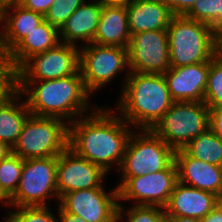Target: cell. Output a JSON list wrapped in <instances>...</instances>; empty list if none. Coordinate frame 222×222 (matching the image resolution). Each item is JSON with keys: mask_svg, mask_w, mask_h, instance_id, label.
I'll use <instances>...</instances> for the list:
<instances>
[{"mask_svg": "<svg viewBox=\"0 0 222 222\" xmlns=\"http://www.w3.org/2000/svg\"><path fill=\"white\" fill-rule=\"evenodd\" d=\"M112 111L99 106L68 124V147L107 173L114 165L119 169L132 134V126Z\"/></svg>", "mask_w": 222, "mask_h": 222, "instance_id": "cell-1", "label": "cell"}, {"mask_svg": "<svg viewBox=\"0 0 222 222\" xmlns=\"http://www.w3.org/2000/svg\"><path fill=\"white\" fill-rule=\"evenodd\" d=\"M18 92L27 95L25 102L30 114L69 120L68 124L98 107L90 108L91 94L80 70L75 75L53 80L18 81Z\"/></svg>", "mask_w": 222, "mask_h": 222, "instance_id": "cell-2", "label": "cell"}, {"mask_svg": "<svg viewBox=\"0 0 222 222\" xmlns=\"http://www.w3.org/2000/svg\"><path fill=\"white\" fill-rule=\"evenodd\" d=\"M125 74L117 114L138 130H152L174 103L166 80L163 74Z\"/></svg>", "mask_w": 222, "mask_h": 222, "instance_id": "cell-3", "label": "cell"}, {"mask_svg": "<svg viewBox=\"0 0 222 222\" xmlns=\"http://www.w3.org/2000/svg\"><path fill=\"white\" fill-rule=\"evenodd\" d=\"M167 33L170 67L208 62L216 54L217 33L206 23L174 15Z\"/></svg>", "mask_w": 222, "mask_h": 222, "instance_id": "cell-4", "label": "cell"}, {"mask_svg": "<svg viewBox=\"0 0 222 222\" xmlns=\"http://www.w3.org/2000/svg\"><path fill=\"white\" fill-rule=\"evenodd\" d=\"M68 122L29 114L11 153L22 159L58 157L68 147Z\"/></svg>", "mask_w": 222, "mask_h": 222, "instance_id": "cell-5", "label": "cell"}, {"mask_svg": "<svg viewBox=\"0 0 222 222\" xmlns=\"http://www.w3.org/2000/svg\"><path fill=\"white\" fill-rule=\"evenodd\" d=\"M132 132L118 169L119 189L130 177L143 176L166 169L173 161L175 150L152 130Z\"/></svg>", "mask_w": 222, "mask_h": 222, "instance_id": "cell-6", "label": "cell"}, {"mask_svg": "<svg viewBox=\"0 0 222 222\" xmlns=\"http://www.w3.org/2000/svg\"><path fill=\"white\" fill-rule=\"evenodd\" d=\"M205 102H174L152 131L175 151L209 128Z\"/></svg>", "mask_w": 222, "mask_h": 222, "instance_id": "cell-7", "label": "cell"}, {"mask_svg": "<svg viewBox=\"0 0 222 222\" xmlns=\"http://www.w3.org/2000/svg\"><path fill=\"white\" fill-rule=\"evenodd\" d=\"M57 157L25 159L16 192L10 197L13 207L49 206L46 200L59 196L56 186Z\"/></svg>", "mask_w": 222, "mask_h": 222, "instance_id": "cell-8", "label": "cell"}, {"mask_svg": "<svg viewBox=\"0 0 222 222\" xmlns=\"http://www.w3.org/2000/svg\"><path fill=\"white\" fill-rule=\"evenodd\" d=\"M79 63L84 85L91 95L110 84L119 73L130 72L128 50L119 46L82 45L79 47Z\"/></svg>", "mask_w": 222, "mask_h": 222, "instance_id": "cell-9", "label": "cell"}, {"mask_svg": "<svg viewBox=\"0 0 222 222\" xmlns=\"http://www.w3.org/2000/svg\"><path fill=\"white\" fill-rule=\"evenodd\" d=\"M78 46L58 43L54 48L32 55L18 69V81H42L75 75L79 71Z\"/></svg>", "mask_w": 222, "mask_h": 222, "instance_id": "cell-10", "label": "cell"}, {"mask_svg": "<svg viewBox=\"0 0 222 222\" xmlns=\"http://www.w3.org/2000/svg\"><path fill=\"white\" fill-rule=\"evenodd\" d=\"M127 50L130 72L163 74L170 68L167 30L132 34Z\"/></svg>", "mask_w": 222, "mask_h": 222, "instance_id": "cell-11", "label": "cell"}, {"mask_svg": "<svg viewBox=\"0 0 222 222\" xmlns=\"http://www.w3.org/2000/svg\"><path fill=\"white\" fill-rule=\"evenodd\" d=\"M178 182L177 168L173 161L166 169L143 176L130 177L119 189V202L135 200L134 205L164 208Z\"/></svg>", "mask_w": 222, "mask_h": 222, "instance_id": "cell-12", "label": "cell"}, {"mask_svg": "<svg viewBox=\"0 0 222 222\" xmlns=\"http://www.w3.org/2000/svg\"><path fill=\"white\" fill-rule=\"evenodd\" d=\"M67 212L82 217L86 222H116L119 204L118 188L106 192L103 185L92 189L71 191L59 199Z\"/></svg>", "mask_w": 222, "mask_h": 222, "instance_id": "cell-13", "label": "cell"}, {"mask_svg": "<svg viewBox=\"0 0 222 222\" xmlns=\"http://www.w3.org/2000/svg\"><path fill=\"white\" fill-rule=\"evenodd\" d=\"M106 174L100 166L67 147L57 157L56 186L59 199L71 191L101 187Z\"/></svg>", "mask_w": 222, "mask_h": 222, "instance_id": "cell-14", "label": "cell"}, {"mask_svg": "<svg viewBox=\"0 0 222 222\" xmlns=\"http://www.w3.org/2000/svg\"><path fill=\"white\" fill-rule=\"evenodd\" d=\"M210 60L188 66L170 67L163 76L174 102H203Z\"/></svg>", "mask_w": 222, "mask_h": 222, "instance_id": "cell-15", "label": "cell"}, {"mask_svg": "<svg viewBox=\"0 0 222 222\" xmlns=\"http://www.w3.org/2000/svg\"><path fill=\"white\" fill-rule=\"evenodd\" d=\"M174 162L180 183L214 193L222 198V166L195 159L183 149L175 151Z\"/></svg>", "mask_w": 222, "mask_h": 222, "instance_id": "cell-16", "label": "cell"}, {"mask_svg": "<svg viewBox=\"0 0 222 222\" xmlns=\"http://www.w3.org/2000/svg\"><path fill=\"white\" fill-rule=\"evenodd\" d=\"M220 201L221 199L214 193L178 181L164 210L168 216H185L202 220Z\"/></svg>", "mask_w": 222, "mask_h": 222, "instance_id": "cell-17", "label": "cell"}, {"mask_svg": "<svg viewBox=\"0 0 222 222\" xmlns=\"http://www.w3.org/2000/svg\"><path fill=\"white\" fill-rule=\"evenodd\" d=\"M103 1L95 0L82 3L59 29L60 42L77 46L91 44L97 30ZM86 41V42H85Z\"/></svg>", "mask_w": 222, "mask_h": 222, "instance_id": "cell-18", "label": "cell"}, {"mask_svg": "<svg viewBox=\"0 0 222 222\" xmlns=\"http://www.w3.org/2000/svg\"><path fill=\"white\" fill-rule=\"evenodd\" d=\"M13 11H12V10ZM44 21L42 14L25 9L18 3L6 5L0 32V52L7 55L28 33Z\"/></svg>", "mask_w": 222, "mask_h": 222, "instance_id": "cell-19", "label": "cell"}, {"mask_svg": "<svg viewBox=\"0 0 222 222\" xmlns=\"http://www.w3.org/2000/svg\"><path fill=\"white\" fill-rule=\"evenodd\" d=\"M130 36L126 5L103 2L92 43L128 48Z\"/></svg>", "mask_w": 222, "mask_h": 222, "instance_id": "cell-20", "label": "cell"}, {"mask_svg": "<svg viewBox=\"0 0 222 222\" xmlns=\"http://www.w3.org/2000/svg\"><path fill=\"white\" fill-rule=\"evenodd\" d=\"M130 34L167 30L174 14L161 0H135L126 5Z\"/></svg>", "mask_w": 222, "mask_h": 222, "instance_id": "cell-21", "label": "cell"}, {"mask_svg": "<svg viewBox=\"0 0 222 222\" xmlns=\"http://www.w3.org/2000/svg\"><path fill=\"white\" fill-rule=\"evenodd\" d=\"M58 43H60L59 30L44 20L28 33L7 56L18 69L32 55L54 48Z\"/></svg>", "mask_w": 222, "mask_h": 222, "instance_id": "cell-22", "label": "cell"}, {"mask_svg": "<svg viewBox=\"0 0 222 222\" xmlns=\"http://www.w3.org/2000/svg\"><path fill=\"white\" fill-rule=\"evenodd\" d=\"M21 97L17 92L0 106V141L5 142L10 148L16 143L22 126L30 114L26 102L18 103Z\"/></svg>", "mask_w": 222, "mask_h": 222, "instance_id": "cell-23", "label": "cell"}, {"mask_svg": "<svg viewBox=\"0 0 222 222\" xmlns=\"http://www.w3.org/2000/svg\"><path fill=\"white\" fill-rule=\"evenodd\" d=\"M183 150L195 159L222 166V140L210 128L191 140Z\"/></svg>", "mask_w": 222, "mask_h": 222, "instance_id": "cell-24", "label": "cell"}, {"mask_svg": "<svg viewBox=\"0 0 222 222\" xmlns=\"http://www.w3.org/2000/svg\"><path fill=\"white\" fill-rule=\"evenodd\" d=\"M185 16L208 24L218 33L222 29V0H196Z\"/></svg>", "mask_w": 222, "mask_h": 222, "instance_id": "cell-25", "label": "cell"}, {"mask_svg": "<svg viewBox=\"0 0 222 222\" xmlns=\"http://www.w3.org/2000/svg\"><path fill=\"white\" fill-rule=\"evenodd\" d=\"M23 164L24 159L13 153L0 160V187L9 198L17 190Z\"/></svg>", "mask_w": 222, "mask_h": 222, "instance_id": "cell-26", "label": "cell"}, {"mask_svg": "<svg viewBox=\"0 0 222 222\" xmlns=\"http://www.w3.org/2000/svg\"><path fill=\"white\" fill-rule=\"evenodd\" d=\"M203 102L208 107L222 106V60L216 54L210 59Z\"/></svg>", "mask_w": 222, "mask_h": 222, "instance_id": "cell-27", "label": "cell"}, {"mask_svg": "<svg viewBox=\"0 0 222 222\" xmlns=\"http://www.w3.org/2000/svg\"><path fill=\"white\" fill-rule=\"evenodd\" d=\"M18 92L17 69L7 55L0 52V106Z\"/></svg>", "mask_w": 222, "mask_h": 222, "instance_id": "cell-28", "label": "cell"}, {"mask_svg": "<svg viewBox=\"0 0 222 222\" xmlns=\"http://www.w3.org/2000/svg\"><path fill=\"white\" fill-rule=\"evenodd\" d=\"M49 206H24L14 207L16 210L9 212L4 222H58Z\"/></svg>", "mask_w": 222, "mask_h": 222, "instance_id": "cell-29", "label": "cell"}, {"mask_svg": "<svg viewBox=\"0 0 222 222\" xmlns=\"http://www.w3.org/2000/svg\"><path fill=\"white\" fill-rule=\"evenodd\" d=\"M164 213L165 210L162 207L147 205H133L125 211L124 206L119 202L116 213V222L124 220L125 215L127 216V220H125L127 222H157Z\"/></svg>", "mask_w": 222, "mask_h": 222, "instance_id": "cell-30", "label": "cell"}, {"mask_svg": "<svg viewBox=\"0 0 222 222\" xmlns=\"http://www.w3.org/2000/svg\"><path fill=\"white\" fill-rule=\"evenodd\" d=\"M85 1L86 0H55L54 4L49 7L45 14L44 20L59 30Z\"/></svg>", "mask_w": 222, "mask_h": 222, "instance_id": "cell-31", "label": "cell"}, {"mask_svg": "<svg viewBox=\"0 0 222 222\" xmlns=\"http://www.w3.org/2000/svg\"><path fill=\"white\" fill-rule=\"evenodd\" d=\"M174 15H186L196 0H161Z\"/></svg>", "mask_w": 222, "mask_h": 222, "instance_id": "cell-32", "label": "cell"}, {"mask_svg": "<svg viewBox=\"0 0 222 222\" xmlns=\"http://www.w3.org/2000/svg\"><path fill=\"white\" fill-rule=\"evenodd\" d=\"M55 0H20V4L25 9L34 11L45 16L50 6L54 4Z\"/></svg>", "mask_w": 222, "mask_h": 222, "instance_id": "cell-33", "label": "cell"}, {"mask_svg": "<svg viewBox=\"0 0 222 222\" xmlns=\"http://www.w3.org/2000/svg\"><path fill=\"white\" fill-rule=\"evenodd\" d=\"M209 109V128L222 140V106Z\"/></svg>", "mask_w": 222, "mask_h": 222, "instance_id": "cell-34", "label": "cell"}, {"mask_svg": "<svg viewBox=\"0 0 222 222\" xmlns=\"http://www.w3.org/2000/svg\"><path fill=\"white\" fill-rule=\"evenodd\" d=\"M57 207H59L58 208L59 222H86L82 217L65 211L60 205H58Z\"/></svg>", "mask_w": 222, "mask_h": 222, "instance_id": "cell-35", "label": "cell"}, {"mask_svg": "<svg viewBox=\"0 0 222 222\" xmlns=\"http://www.w3.org/2000/svg\"><path fill=\"white\" fill-rule=\"evenodd\" d=\"M202 222H222V202L219 204L203 219Z\"/></svg>", "mask_w": 222, "mask_h": 222, "instance_id": "cell-36", "label": "cell"}, {"mask_svg": "<svg viewBox=\"0 0 222 222\" xmlns=\"http://www.w3.org/2000/svg\"><path fill=\"white\" fill-rule=\"evenodd\" d=\"M172 222H202L201 219L185 217V216H170Z\"/></svg>", "mask_w": 222, "mask_h": 222, "instance_id": "cell-37", "label": "cell"}, {"mask_svg": "<svg viewBox=\"0 0 222 222\" xmlns=\"http://www.w3.org/2000/svg\"><path fill=\"white\" fill-rule=\"evenodd\" d=\"M11 153V148L5 143L0 141V160L5 159Z\"/></svg>", "mask_w": 222, "mask_h": 222, "instance_id": "cell-38", "label": "cell"}, {"mask_svg": "<svg viewBox=\"0 0 222 222\" xmlns=\"http://www.w3.org/2000/svg\"><path fill=\"white\" fill-rule=\"evenodd\" d=\"M216 55L222 60V36L216 37Z\"/></svg>", "mask_w": 222, "mask_h": 222, "instance_id": "cell-39", "label": "cell"}, {"mask_svg": "<svg viewBox=\"0 0 222 222\" xmlns=\"http://www.w3.org/2000/svg\"><path fill=\"white\" fill-rule=\"evenodd\" d=\"M102 1L108 4L127 5L131 4L135 0H102Z\"/></svg>", "mask_w": 222, "mask_h": 222, "instance_id": "cell-40", "label": "cell"}, {"mask_svg": "<svg viewBox=\"0 0 222 222\" xmlns=\"http://www.w3.org/2000/svg\"><path fill=\"white\" fill-rule=\"evenodd\" d=\"M6 5L7 4L3 0H0V25H3V22H4ZM0 30H1V28H0Z\"/></svg>", "mask_w": 222, "mask_h": 222, "instance_id": "cell-41", "label": "cell"}, {"mask_svg": "<svg viewBox=\"0 0 222 222\" xmlns=\"http://www.w3.org/2000/svg\"><path fill=\"white\" fill-rule=\"evenodd\" d=\"M9 200L10 198L2 191L0 187V202H4V204L9 206Z\"/></svg>", "mask_w": 222, "mask_h": 222, "instance_id": "cell-42", "label": "cell"}, {"mask_svg": "<svg viewBox=\"0 0 222 222\" xmlns=\"http://www.w3.org/2000/svg\"><path fill=\"white\" fill-rule=\"evenodd\" d=\"M157 222H172L171 217L164 213Z\"/></svg>", "mask_w": 222, "mask_h": 222, "instance_id": "cell-43", "label": "cell"}, {"mask_svg": "<svg viewBox=\"0 0 222 222\" xmlns=\"http://www.w3.org/2000/svg\"><path fill=\"white\" fill-rule=\"evenodd\" d=\"M6 4L18 3L20 0H3Z\"/></svg>", "mask_w": 222, "mask_h": 222, "instance_id": "cell-44", "label": "cell"}, {"mask_svg": "<svg viewBox=\"0 0 222 222\" xmlns=\"http://www.w3.org/2000/svg\"><path fill=\"white\" fill-rule=\"evenodd\" d=\"M217 36H222V29L217 33Z\"/></svg>", "mask_w": 222, "mask_h": 222, "instance_id": "cell-45", "label": "cell"}]
</instances>
